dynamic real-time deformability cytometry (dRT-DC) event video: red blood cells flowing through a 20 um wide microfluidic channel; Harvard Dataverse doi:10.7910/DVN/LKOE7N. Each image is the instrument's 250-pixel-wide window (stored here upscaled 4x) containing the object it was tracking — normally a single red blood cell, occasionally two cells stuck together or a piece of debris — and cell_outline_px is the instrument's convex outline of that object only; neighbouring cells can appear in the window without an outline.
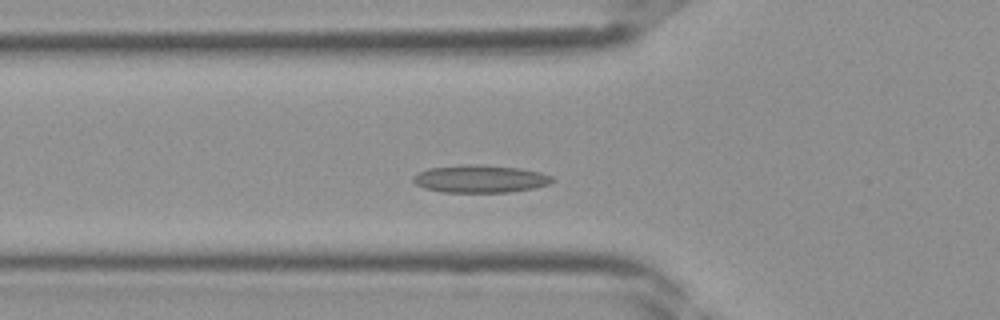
{"species": "Egyptian fruit bat (a non-hibernating species)", "species_latin": "Rousettus aegyptiacus", "temperature_condition": "room temperature", "stored_images_in_passage": 37, "segment_of_instrument_passage": [1, 2], "camera_frame_rate_fps": 3000, "um_per_image_px": 0.085, "frame": {"image": 1, "passage_image": 10, "time_ms": 3.0, "image_size_px": [1000, 320], "cell_outline_px": [[552, 180], [548, 184], [532, 188], [508, 192], [440, 192], [424, 188], [416, 184], [412, 180], [412, 176], [428, 168], [476, 164], [520, 168], [540, 172], [552, 176]], "centroid_in_image_um": [40.78, 15.2], "position_along_channel_um": 85.0, "area_um2": 22.14}}
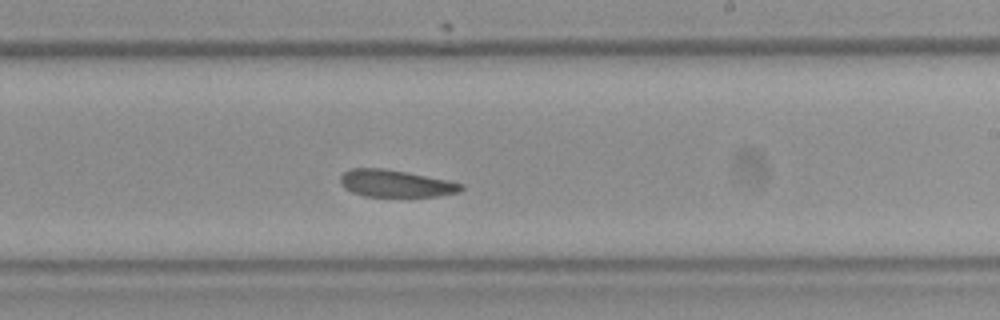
{"frame": {"image": 2, "passage_image": 20, "time_ms": 6.333, "image_size_px": [1000, 320], "cell_outline_px": [[464, 188], [460, 192], [436, 196], [364, 196], [352, 192], [344, 188], [340, 184], [340, 176], [344, 172], [352, 168], [384, 168], [408, 172], [464, 184]], "centroid_in_image_um": [33.61, 15.59], "position_along_channel_um": 255.4, "area_um2": 19.07}}
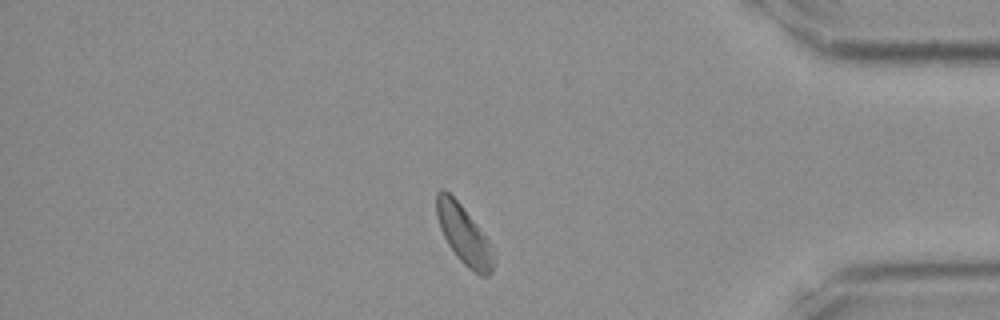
{"frame": {"image": 3, "passage_image": 30, "time_ms": 9.667, "image_size_px": [1000, 320], "cell_outline_px": [[492, 272], [488, 276], [480, 276], [468, 268], [456, 256], [448, 244], [440, 228], [436, 216], [436, 192], [440, 188], [444, 188], [460, 204], [488, 240], [492, 264]], "centroid_in_image_um": [39.36, 19.93], "position_along_channel_um": 395.8, "area_um2": 18.9}}